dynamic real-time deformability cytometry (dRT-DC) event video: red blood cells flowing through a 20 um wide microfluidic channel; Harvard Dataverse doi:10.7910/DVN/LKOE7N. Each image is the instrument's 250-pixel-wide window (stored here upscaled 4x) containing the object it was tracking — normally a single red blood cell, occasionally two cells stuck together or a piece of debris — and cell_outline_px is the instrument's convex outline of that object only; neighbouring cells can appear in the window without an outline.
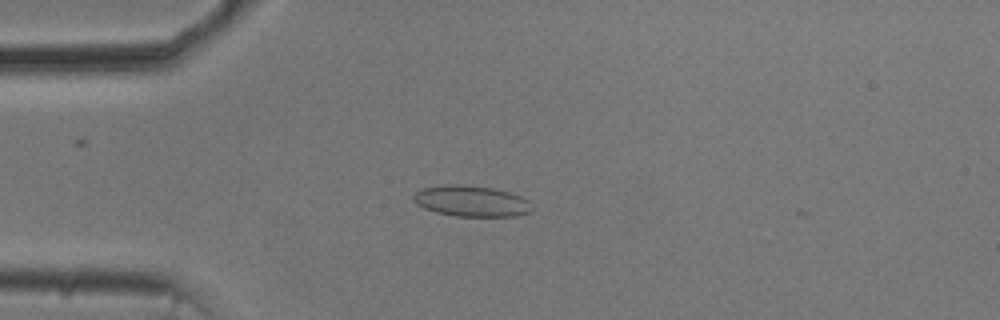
{"species": "common noctule bat (a hibernating species)", "species_latin": "Nyctalus noctula", "temperature_condition": "cold", "stored_images_in_passage": 51, "camera_frame_rate_fps": 3000, "um_per_image_px": 0.085, "animal": {"sex": "male", "body_mass_g": 20.5, "forearm_length_mm": 52.5}, "frame": {"image": 1, "passage_image": 14, "time_ms": 4.333, "image_size_px": [1000, 320], "cell_outline_px": [[528, 212], [516, 216], [456, 216], [436, 212], [424, 208], [416, 204], [412, 200], [412, 196], [420, 188], [444, 184], [460, 184], [492, 188], [508, 192], [520, 196], [528, 200]], "centroid_in_image_um": [39.96, 17.08], "position_along_channel_um": 45.0, "area_um2": 21.21}}
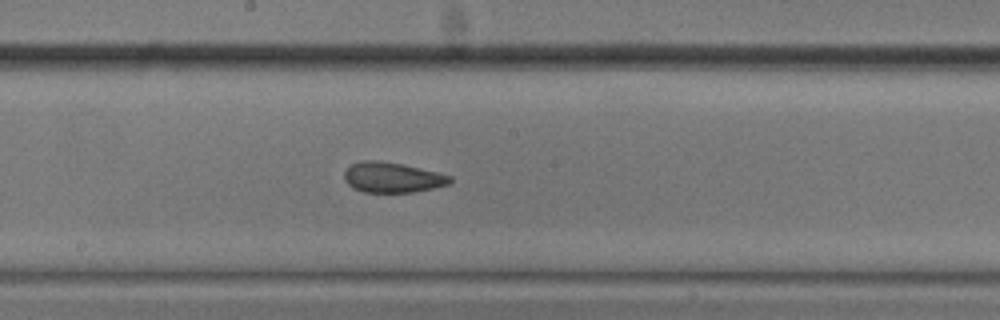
{"frame": {"image": 2, "passage_image": 29, "time_ms": 9.333, "image_size_px": [1000, 320], "cell_outline_px": [[452, 180], [448, 184], [432, 188], [412, 192], [364, 192], [352, 188], [344, 180], [344, 172], [352, 164], [360, 160], [376, 160], [400, 164], [440, 172], [452, 176]], "centroid_in_image_um": [33.33, 15.08], "position_along_channel_um": 214.9, "area_um2": 18.61}}
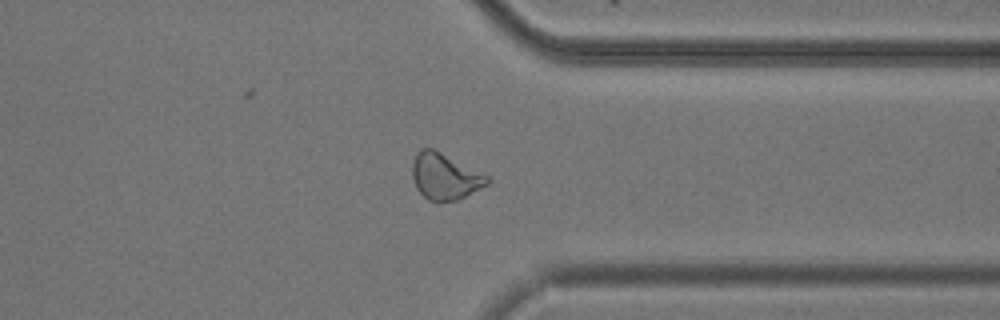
{"frame": {"image": 3, "passage_image": 42, "time_ms": 13.667, "image_size_px": [1000, 320], "cell_outline_px": [[492, 180], [488, 184], [456, 200], [428, 200], [416, 188], [412, 176], [412, 164], [416, 152], [420, 148], [432, 148], [488, 176]], "centroid_in_image_um": [37.78, 14.98], "position_along_channel_um": 373.6, "area_um2": 19.77}, "authors_computed_cell_mechanics": {"area_um2": 20.4034, "velocity_mm_per_s": 3.7336, "shape_relaxation_time_tau1_ms": null, "shape_relaxation_time_tau2_ms": 1.9983, "deformation_change_tau1": null, "deformation_change_tau2": 0.0828}}